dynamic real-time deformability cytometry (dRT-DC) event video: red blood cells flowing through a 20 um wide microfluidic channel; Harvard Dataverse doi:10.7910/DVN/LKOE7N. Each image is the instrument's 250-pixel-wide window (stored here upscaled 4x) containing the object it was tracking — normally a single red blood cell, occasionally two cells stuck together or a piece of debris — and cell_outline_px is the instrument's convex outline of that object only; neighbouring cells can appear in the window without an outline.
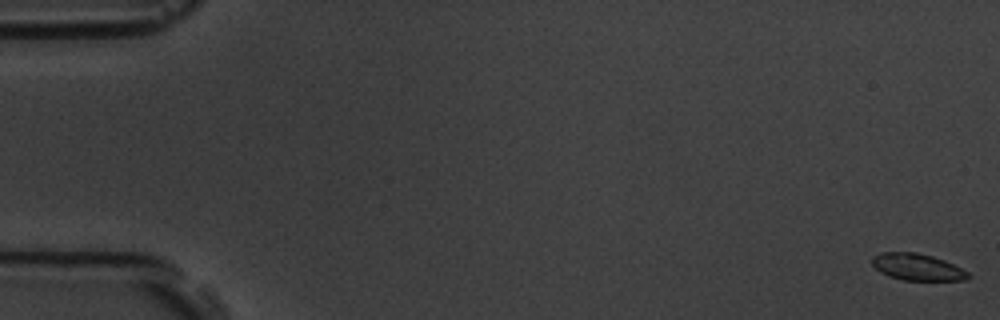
{"species": "common noctule bat (a hibernating species)", "species_latin": "Nyctalus noctula", "temperature_condition": "room temperature", "stored_images_in_passage": 6, "segment_of_instrument_passage": [1, 2], "camera_frame_rate_fps": 3000, "um_per_image_px": 0.085, "animal": {"sex": "male", "body_mass_g": 19.5, "forearm_length_mm": 54.6}, "frame": {"image": 1, "passage_image": 1, "time_ms": 0.0, "image_size_px": [1000, 320], "cell_outline_px": [[972, 276], [964, 280], [904, 280], [888, 276], [880, 272], [872, 264], [872, 256], [880, 252], [916, 252], [932, 256], [944, 260], [968, 272]], "centroid_in_image_um": [77.94, 22.69], "position_along_channel_um": 7.1, "area_um2": 14.91}}
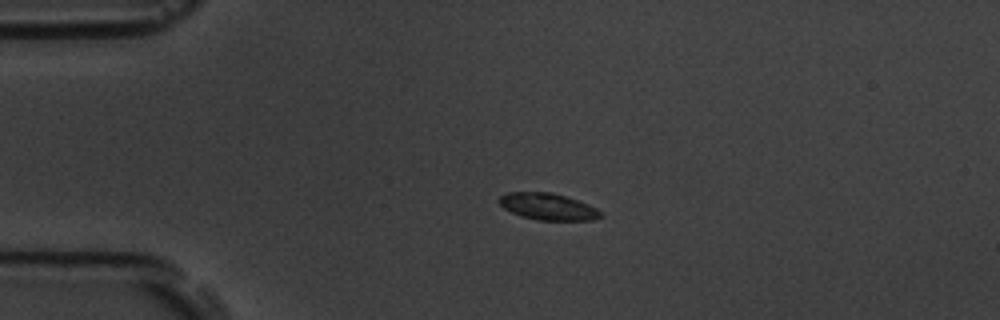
{"frame": {"image": 2, "passage_image": 4, "time_ms": 4.333, "image_size_px": [1000, 320], "cell_outline_px": [[604, 216], [592, 220], [536, 220], [520, 216], [504, 208], [500, 204], [500, 196], [508, 192], [552, 192], [588, 204], [604, 212]], "centroid_in_image_um": [46.61, 17.57], "position_along_channel_um": 38.4, "area_um2": 15.78}}